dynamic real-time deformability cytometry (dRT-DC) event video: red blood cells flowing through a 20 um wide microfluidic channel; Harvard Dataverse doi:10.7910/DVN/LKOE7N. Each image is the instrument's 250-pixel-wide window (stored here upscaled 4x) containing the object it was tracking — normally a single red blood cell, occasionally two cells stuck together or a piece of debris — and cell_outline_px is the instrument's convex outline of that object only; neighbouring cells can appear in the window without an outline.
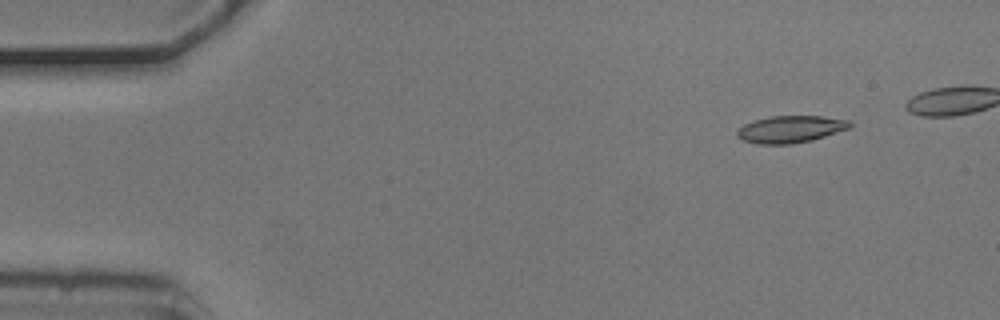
{"species": "common noctule bat (a hibernating species)", "species_latin": "Nyctalus noctula", "temperature_condition": "cold", "stored_images_in_passage": 7, "camera_frame_rate_fps": 3000, "um_per_image_px": 0.085, "animal": {"sex": "male", "body_mass_g": 20.5, "forearm_length_mm": 52.5}, "frame": {"image": 1, "passage_image": 2, "time_ms": 0.333, "image_size_px": [1000, 320], "cell_outline_px": [[852, 124], [848, 128], [812, 140], [792, 144], [756, 144], [740, 140], [736, 136], [736, 132], [744, 124], [756, 120], [772, 116], [820, 116], [848, 120]], "centroid_in_image_um": [67.13, 10.99], "position_along_channel_um": 17.9, "area_um2": 17.63}}
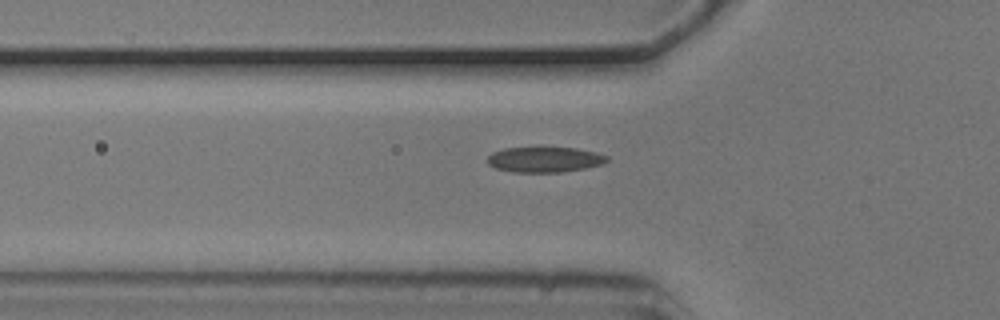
{"frame": {"image": 2, "passage_image": 6, "time_ms": 1.667, "image_size_px": [1000, 320], "cell_outline_px": [[608, 160], [604, 164], [584, 168], [560, 172], [512, 172], [496, 168], [488, 164], [488, 156], [492, 152], [504, 148], [536, 144], [540, 144], [576, 148], [596, 152], [608, 156]], "centroid_in_image_um": [46.27, 13.5], "position_along_channel_um": 79.5, "area_um2": 18.67}}
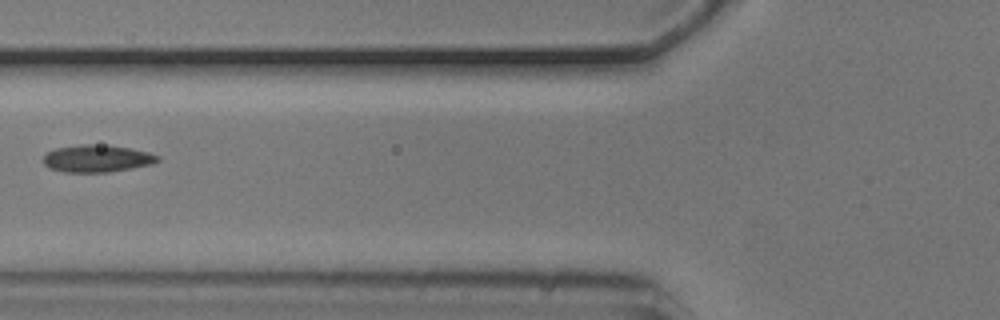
{"frame": {"image": 3, "passage_image": 7, "time_ms": 2.0, "image_size_px": [1000, 320], "cell_outline_px": [[160, 160], [152, 164], [132, 168], [108, 172], [64, 172], [48, 168], [44, 164], [44, 156], [48, 152], [56, 148], [80, 144], [92, 144], [132, 148], [148, 152], [160, 156]], "centroid_in_image_um": [8.25, 13.47], "position_along_channel_um": 117.5, "area_um2": 18.15}}